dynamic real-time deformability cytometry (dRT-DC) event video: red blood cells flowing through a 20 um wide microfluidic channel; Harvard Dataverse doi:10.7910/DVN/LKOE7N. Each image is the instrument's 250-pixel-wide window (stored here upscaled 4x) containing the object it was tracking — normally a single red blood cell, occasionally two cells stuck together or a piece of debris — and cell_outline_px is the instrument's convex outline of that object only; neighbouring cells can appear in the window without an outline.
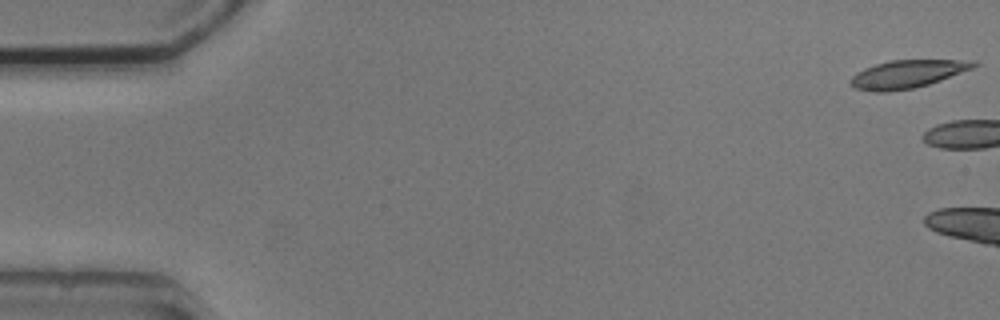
{"species": "common noctule bat (a hibernating species)", "species_latin": "Nyctalus noctula", "temperature_condition": "cold", "stored_images_in_passage": 12, "camera_frame_rate_fps": 3000, "um_per_image_px": 0.085, "animal": {"sex": "male", "body_mass_g": 20.5, "forearm_length_mm": 52.5}, "frame": {"image": 1, "passage_image": 1, "time_ms": 0.0, "image_size_px": [1000, 320], "cell_outline_px": [[980, 64], [972, 68], [940, 80], [928, 84], [912, 88], [888, 92], [872, 92], [856, 88], [848, 84], [848, 80], [856, 72], [864, 68], [888, 60], [976, 60]], "centroid_in_image_um": [77.07, 6.29], "position_along_channel_um": 7.9, "area_um2": 20.11}}